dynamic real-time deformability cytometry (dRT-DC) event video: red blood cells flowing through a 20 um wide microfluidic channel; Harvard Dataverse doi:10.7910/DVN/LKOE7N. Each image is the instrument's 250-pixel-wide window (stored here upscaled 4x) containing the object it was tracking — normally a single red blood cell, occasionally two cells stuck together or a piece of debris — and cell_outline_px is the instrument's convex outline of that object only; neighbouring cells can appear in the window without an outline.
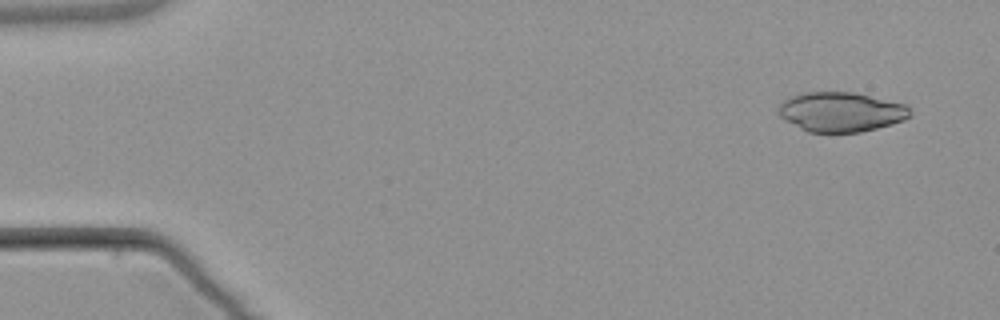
{"species": "common noctule bat (a hibernating species)", "species_latin": "Nyctalus noctula", "temperature_condition": "warm", "stored_images_in_passage": 5, "camera_frame_rate_fps": 3000, "um_per_image_px": 0.085, "animal": {"sex": "male", "body_mass_g": 21.5, "forearm_length_mm": 52.0}, "frame": {"image": 1, "passage_image": 1, "time_ms": 0.0, "image_size_px": [1000, 320], "cell_outline_px": [[912, 116], [904, 120], [892, 124], [860, 132], [808, 132], [800, 128], [780, 116], [780, 104], [788, 96], [804, 92], [852, 92], [904, 104], [912, 108]], "centroid_in_image_um": [71.52, 9.51], "position_along_channel_um": 13.5, "area_um2": 30.23}}